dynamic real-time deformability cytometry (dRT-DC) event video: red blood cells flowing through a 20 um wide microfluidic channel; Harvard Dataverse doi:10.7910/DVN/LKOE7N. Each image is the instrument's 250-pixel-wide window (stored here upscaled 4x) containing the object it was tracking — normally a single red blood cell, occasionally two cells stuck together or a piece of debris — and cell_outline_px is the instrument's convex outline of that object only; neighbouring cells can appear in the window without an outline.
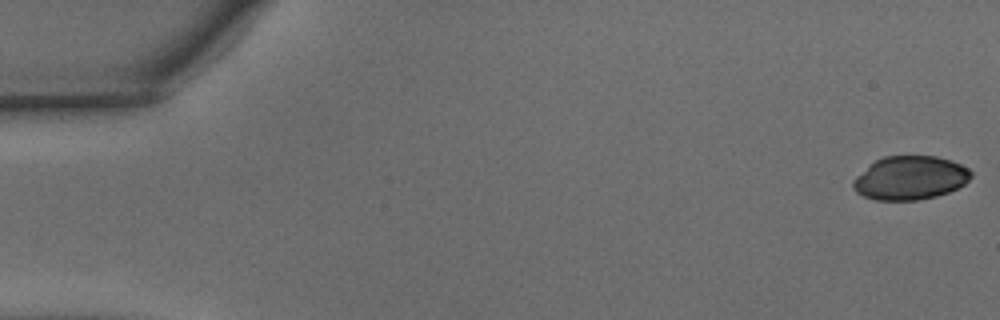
{"species": "common noctule bat (a hibernating species)", "species_latin": "Nyctalus noctula", "temperature_condition": "warm", "stored_images_in_passage": 11, "camera_frame_rate_fps": 3000, "um_per_image_px": 0.085, "animal": {"sex": "male", "body_mass_g": 15.6}, "frame": {"image": 1, "passage_image": 1, "time_ms": 0.0, "image_size_px": [1000, 320], "cell_outline_px": [[972, 176], [964, 184], [948, 192], [936, 196], [920, 200], [876, 200], [864, 196], [856, 192], [852, 188], [852, 180], [856, 176], [876, 160], [884, 156], [936, 156], [952, 160], [968, 168], [972, 172]], "centroid_in_image_um": [77.36, 15.12], "position_along_channel_um": 7.6, "area_um2": 30.0}}